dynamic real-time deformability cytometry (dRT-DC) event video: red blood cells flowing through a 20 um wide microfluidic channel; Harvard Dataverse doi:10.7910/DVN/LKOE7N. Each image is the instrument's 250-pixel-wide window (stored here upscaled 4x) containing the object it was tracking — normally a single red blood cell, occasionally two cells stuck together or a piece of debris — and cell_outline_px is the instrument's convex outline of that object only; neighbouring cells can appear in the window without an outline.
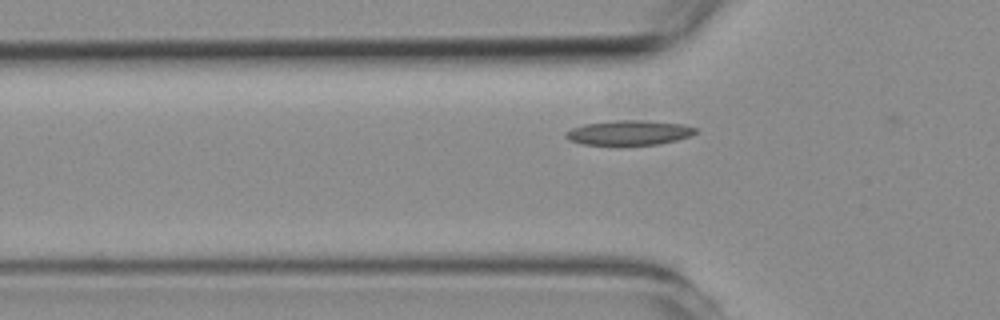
{"species": "common noctule bat (a hibernating species)", "species_latin": "Nyctalus noctula", "temperature_condition": "room temperature", "stored_images_in_passage": 4, "camera_frame_rate_fps": 3000, "um_per_image_px": 0.085, "animal": {"sex": "female", "body_mass_g": 19.3, "forearm_length_mm": 54.1}, "frame": {"image": 1, "passage_image": 3, "time_ms": 0.667, "image_size_px": [1000, 320], "cell_outline_px": [[700, 132], [692, 136], [676, 140], [656, 144], [628, 148], [616, 148], [580, 144], [568, 140], [564, 136], [564, 132], [572, 128], [584, 124], [616, 120], [648, 120], [684, 124], [700, 128]], "centroid_in_image_um": [53.47, 11.33], "position_along_channel_um": 72.3, "area_um2": 20.17}}